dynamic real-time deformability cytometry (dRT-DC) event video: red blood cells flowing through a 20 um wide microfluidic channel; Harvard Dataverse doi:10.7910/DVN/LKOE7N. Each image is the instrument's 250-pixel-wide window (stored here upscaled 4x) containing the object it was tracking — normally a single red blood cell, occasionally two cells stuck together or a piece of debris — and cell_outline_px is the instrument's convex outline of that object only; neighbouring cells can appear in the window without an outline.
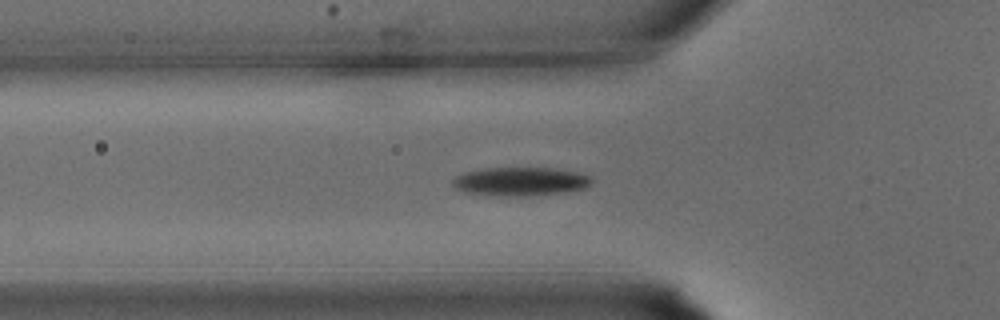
{"species": "common noctule bat (a hibernating species)", "species_latin": "Nyctalus noctula", "temperature_condition": "warm", "stored_images_in_passage": 25, "camera_frame_rate_fps": 3000, "um_per_image_px": 0.085, "animal": {"sex": "male", "body_mass_g": 15.6}, "frame": {"image": 1, "passage_image": 4, "time_ms": 1.0, "image_size_px": [1000, 320], "cell_outline_px": [[592, 184], [584, 188], [560, 192], [468, 192], [456, 188], [452, 184], [452, 180], [456, 176], [464, 172], [480, 168], [552, 168], [580, 172], [592, 176]], "centroid_in_image_um": [44.29, 15.33], "position_along_channel_um": 81.5, "area_um2": 21.44}}
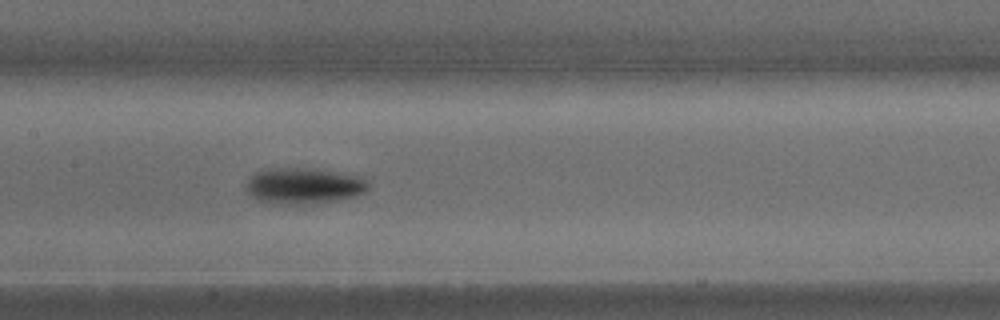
{"frame": {"image": 2, "passage_image": 9, "time_ms": 2.667, "image_size_px": [1000, 320], "cell_outline_px": [[368, 188], [364, 192], [356, 196], [336, 200], [304, 204], [272, 204], [260, 200], [248, 192], [244, 188], [248, 180], [256, 172], [264, 168], [308, 168], [360, 176], [368, 180]], "centroid_in_image_um": [25.8, 15.79], "position_along_channel_um": 181.6, "area_um2": 25.55}}
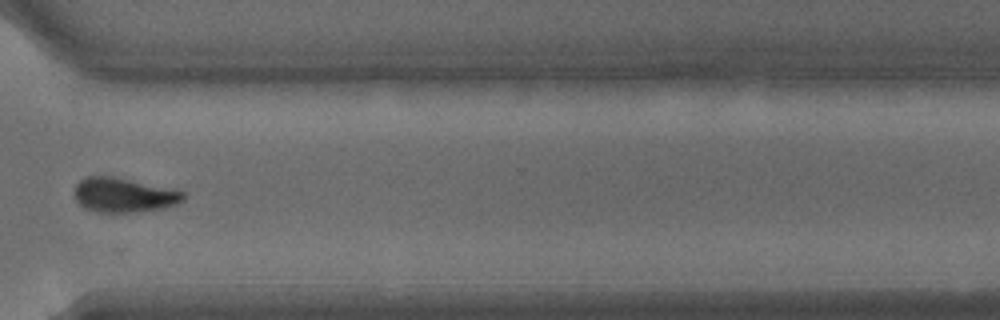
{"frame": {"image": 3, "passage_image": 18, "time_ms": 5.667, "image_size_px": [1000, 320], "cell_outline_px": [[184, 200], [176, 204], [164, 208], [136, 212], [96, 212], [84, 208], [76, 200], [76, 184], [80, 180], [88, 176], [112, 176], [184, 192]], "centroid_in_image_um": [10.5, 16.59], "position_along_channel_um": 360.1, "area_um2": 21.5}}